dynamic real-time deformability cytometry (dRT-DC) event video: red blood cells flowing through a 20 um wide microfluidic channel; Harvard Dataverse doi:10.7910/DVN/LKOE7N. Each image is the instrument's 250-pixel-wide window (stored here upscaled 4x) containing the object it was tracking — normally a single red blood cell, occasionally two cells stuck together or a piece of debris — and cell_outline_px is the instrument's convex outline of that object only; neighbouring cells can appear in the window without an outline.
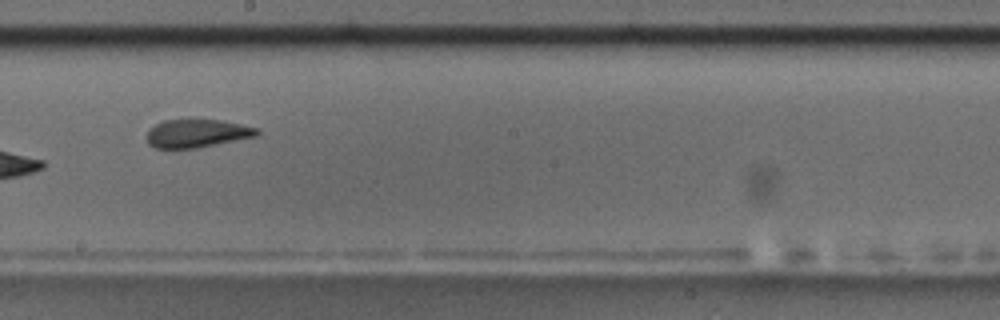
{"species": "common noctule bat (a hibernating species)", "species_latin": "Nyctalus noctula", "temperature_condition": "room temperature", "stored_images_in_passage": 9, "camera_frame_rate_fps": 3000, "um_per_image_px": 0.085, "animal": {"sex": "male", "body_mass_g": 17.5, "forearm_length_mm": 52.3}, "frame": {"image": 1, "passage_image": 8, "time_ms": 8.667, "image_size_px": [1000, 320], "cell_outline_px": [[260, 132], [256, 136], [196, 148], [156, 148], [148, 144], [148, 128], [164, 120], [188, 116], [220, 120], [260, 128]], "centroid_in_image_um": [16.72, 11.28], "position_along_channel_um": 231.5, "area_um2": 18.73}}
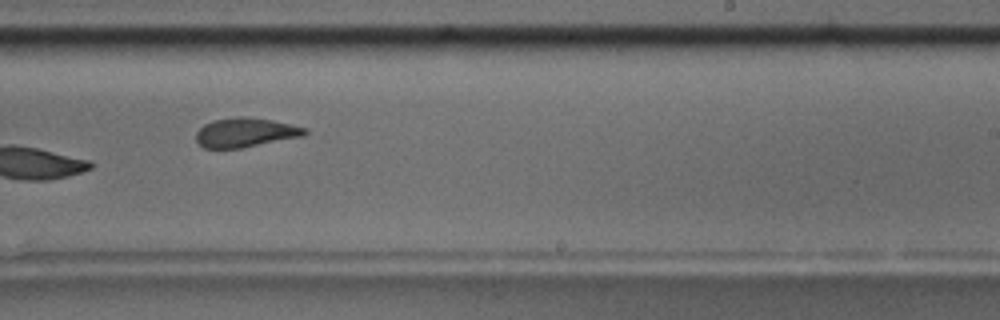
{"frame": {"image": 2, "passage_image": 9, "time_ms": 9.667, "image_size_px": [1000, 320], "cell_outline_px": [[308, 132], [304, 136], [240, 148], [204, 148], [196, 144], [196, 132], [204, 124], [212, 120], [240, 116], [248, 116], [272, 120], [292, 124], [308, 128]], "centroid_in_image_um": [20.86, 11.25], "position_along_channel_um": 268.1, "area_um2": 18.79}}